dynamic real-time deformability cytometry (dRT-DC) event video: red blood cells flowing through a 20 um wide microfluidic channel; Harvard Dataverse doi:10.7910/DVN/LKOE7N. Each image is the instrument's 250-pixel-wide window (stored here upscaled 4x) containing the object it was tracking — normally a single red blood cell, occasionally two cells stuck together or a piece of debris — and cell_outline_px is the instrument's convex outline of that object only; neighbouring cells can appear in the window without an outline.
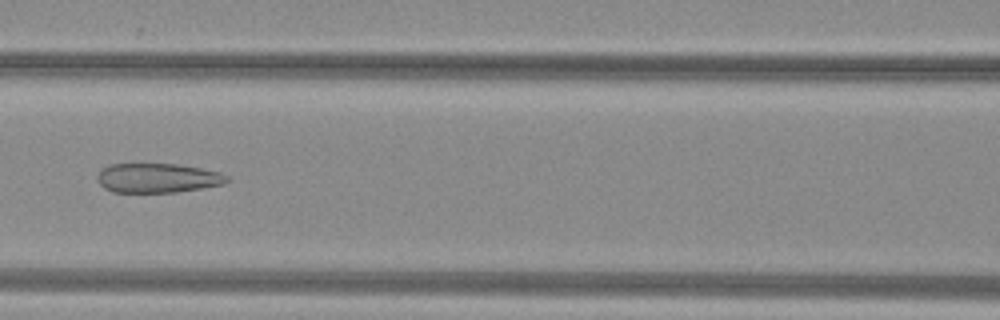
{"species": "common noctule bat (a hibernating species)", "species_latin": "Nyctalus noctula", "temperature_condition": "warm", "stored_images_in_passage": 50, "camera_frame_rate_fps": 3000, "um_per_image_px": 0.085, "animal": {"sex": "female", "body_mass_g": 29.2, "forearm_length_mm": 56.3}, "frame": {"image": 1, "passage_image": 23, "time_ms": 7.333, "image_size_px": [1000, 320], "cell_outline_px": [[228, 180], [224, 184], [204, 188], [176, 192], [112, 192], [104, 188], [96, 180], [96, 176], [100, 168], [108, 164], [176, 164], [200, 168], [220, 172], [228, 176]], "centroid_in_image_um": [13.35, 15.13], "position_along_channel_um": 153.2, "area_um2": 22.43}}
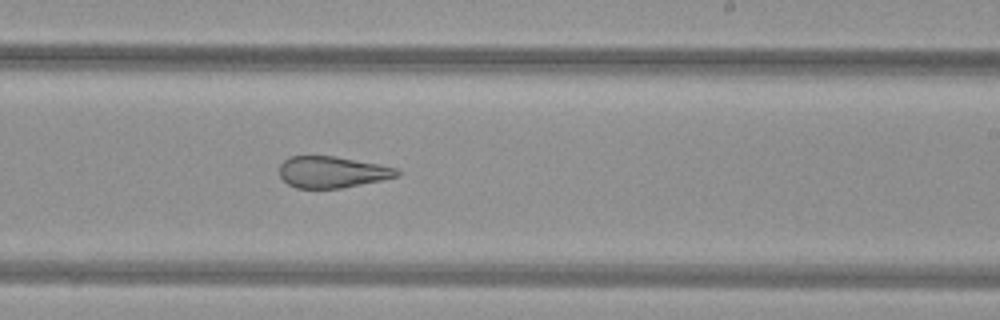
{"frame": {"image": 2, "passage_image": 31, "time_ms": 10.0, "image_size_px": [1000, 320], "cell_outline_px": [[404, 172], [400, 176], [340, 188], [296, 188], [288, 184], [280, 176], [280, 164], [288, 156], [336, 156], [380, 164], [396, 168]], "centroid_in_image_um": [28.26, 14.61], "position_along_channel_um": 260.7, "area_um2": 21.62}}
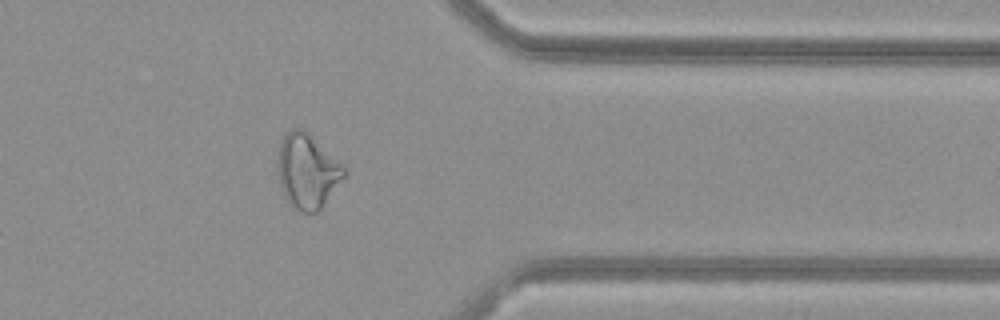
{"frame": {"image": 3, "passage_image": 41, "time_ms": 13.333, "image_size_px": [1000, 320], "cell_outline_px": [[348, 172], [320, 212], [300, 212], [292, 208], [288, 204], [280, 188], [276, 176], [276, 160], [280, 144], [284, 136], [292, 128], [304, 128], [344, 164], [348, 168]], "centroid_in_image_um": [26.12, 14.57], "position_along_channel_um": 385.3, "area_um2": 30.0}}